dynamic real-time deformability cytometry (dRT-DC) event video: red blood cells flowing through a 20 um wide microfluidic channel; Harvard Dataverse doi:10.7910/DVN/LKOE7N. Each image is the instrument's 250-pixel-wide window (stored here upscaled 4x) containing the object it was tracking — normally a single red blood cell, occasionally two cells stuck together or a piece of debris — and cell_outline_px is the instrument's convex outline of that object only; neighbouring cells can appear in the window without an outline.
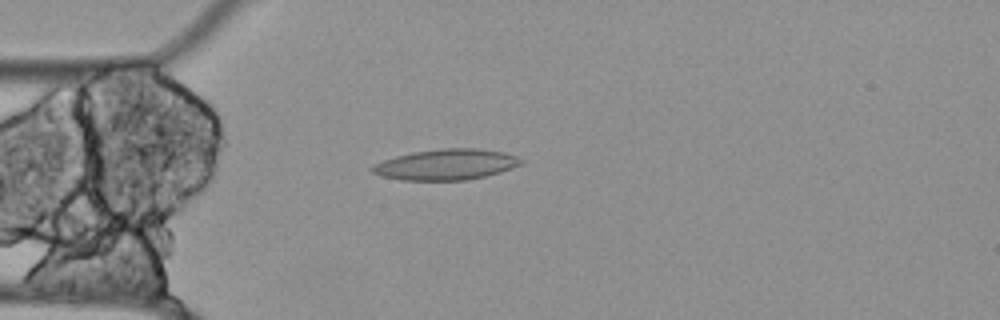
{"species": "Egyptian fruit bat (a non-hibernating species)", "species_latin": "Rousettus aegyptiacus", "temperature_condition": "cold", "stored_images_in_passage": 55, "camera_frame_rate_fps": 3000, "um_per_image_px": 0.085, "animal": {"sex": "female"}, "frame": {"image": 1, "passage_image": 14, "time_ms": 4.333, "image_size_px": [1000, 320], "cell_outline_px": [[524, 164], [500, 172], [468, 180], [400, 180], [380, 176], [372, 172], [368, 168], [372, 164], [396, 156], [412, 152], [440, 148], [476, 148], [504, 152], [516, 156], [524, 160]], "centroid_in_image_um": [37.9, 13.98], "position_along_channel_um": 47.1, "area_um2": 26.93}}
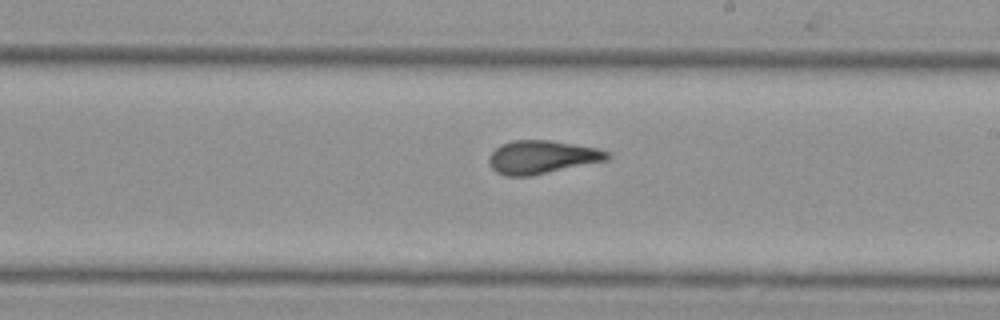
{"frame": {"image": 2, "passage_image": 31, "time_ms": 10.0, "image_size_px": [1000, 320], "cell_outline_px": [[612, 156], [608, 160], [528, 176], [504, 176], [496, 172], [492, 168], [488, 160], [488, 156], [500, 144], [512, 140], [548, 140], [600, 148], [612, 152]], "centroid_in_image_um": [46.09, 13.34], "position_along_channel_um": 242.9, "area_um2": 23.06}}
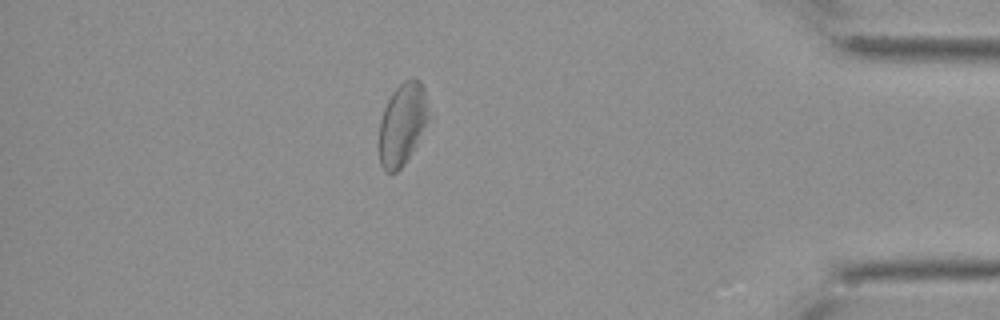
{"frame": {"image": 3, "passage_image": 48, "time_ms": 15.667, "image_size_px": [1000, 320], "cell_outline_px": [[428, 120], [412, 152], [404, 164], [396, 172], [384, 172], [380, 164], [380, 120], [384, 108], [392, 92], [404, 80], [412, 76], [420, 80], [424, 88], [428, 116]], "centroid_in_image_um": [34.19, 10.52], "position_along_channel_um": 401.0, "area_um2": 23.41}, "authors_computed_cell_mechanics": {"area_um2": 24.5072, "velocity_mm_per_s": 3.4801, "shape_relaxation_time_tau1_ms": null, "shape_relaxation_time_tau2_ms": 2.2437, "deformation_change_tau1": null, "deformation_change_tau2": 0.1061}}